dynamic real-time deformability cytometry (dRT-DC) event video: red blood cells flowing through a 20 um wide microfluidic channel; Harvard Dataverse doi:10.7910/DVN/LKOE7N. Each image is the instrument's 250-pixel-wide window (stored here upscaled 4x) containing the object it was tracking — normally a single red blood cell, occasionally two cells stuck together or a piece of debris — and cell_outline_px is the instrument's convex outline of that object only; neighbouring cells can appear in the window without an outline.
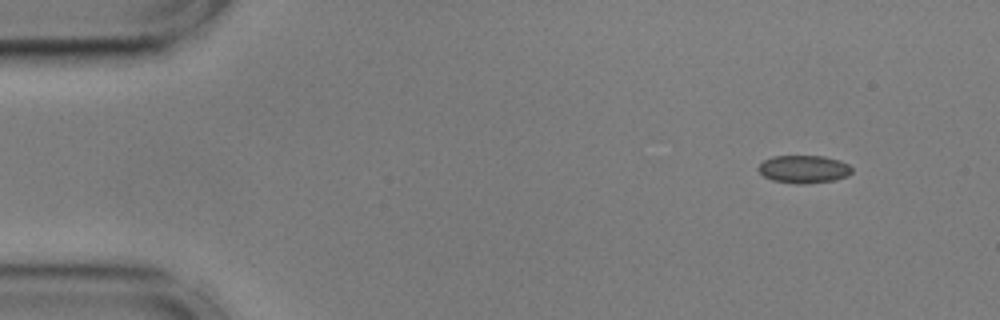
{"species": "common noctule bat (a hibernating species)", "species_latin": "Nyctalus noctula", "temperature_condition": "cold", "stored_images_in_passage": 51, "camera_frame_rate_fps": 3000, "um_per_image_px": 0.085, "animal": {"sex": "male", "body_mass_g": 17.9, "forearm_length_mm": 54.2}, "frame": {"image": 1, "passage_image": 1, "time_ms": 0.0, "image_size_px": [1000, 320], "cell_outline_px": [[852, 172], [848, 176], [832, 180], [804, 184], [796, 184], [772, 180], [764, 176], [756, 168], [764, 160], [772, 156], [824, 156], [840, 160], [848, 164], [852, 168]], "centroid_in_image_um": [68.32, 14.37], "position_along_channel_um": 16.7, "area_um2": 15.2}}
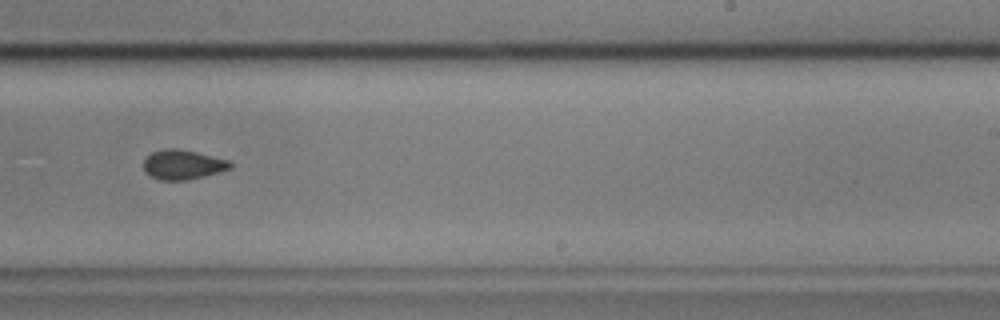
{"frame": {"image": 2, "passage_image": 30, "time_ms": 9.667, "image_size_px": [1000, 320], "cell_outline_px": [[232, 168], [220, 172], [188, 180], [160, 180], [144, 172], [144, 160], [152, 152], [164, 148], [176, 148], [196, 152], [228, 160], [232, 164]], "centroid_in_image_um": [15.54, 13.99], "position_along_channel_um": 273.5, "area_um2": 14.91}}
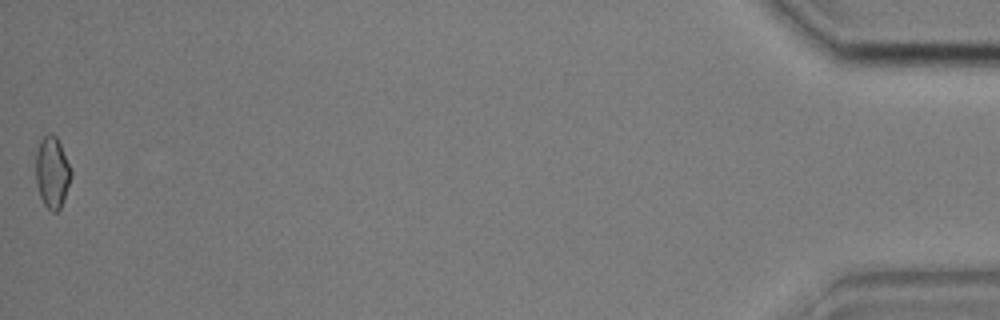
{"frame": {"image": 3, "passage_image": 51, "time_ms": 16.667, "image_size_px": [1000, 320], "cell_outline_px": [[72, 176], [60, 208], [56, 212], [52, 212], [44, 204], [40, 196], [36, 184], [36, 152], [40, 140], [48, 132], [52, 132], [56, 136], [60, 144], [72, 172]], "centroid_in_image_um": [4.42, 14.63], "position_along_channel_um": 430.8, "area_um2": 14.62}, "authors_computed_cell_mechanics": {"area_um2": 14.9702, "velocity_mm_per_s": 3.61, "shape_relaxation_time_tau1_ms": 6.8677, "shape_relaxation_time_tau2_ms": null, "deformation_change_tau1": 0.0693, "deformation_change_tau2": null}}